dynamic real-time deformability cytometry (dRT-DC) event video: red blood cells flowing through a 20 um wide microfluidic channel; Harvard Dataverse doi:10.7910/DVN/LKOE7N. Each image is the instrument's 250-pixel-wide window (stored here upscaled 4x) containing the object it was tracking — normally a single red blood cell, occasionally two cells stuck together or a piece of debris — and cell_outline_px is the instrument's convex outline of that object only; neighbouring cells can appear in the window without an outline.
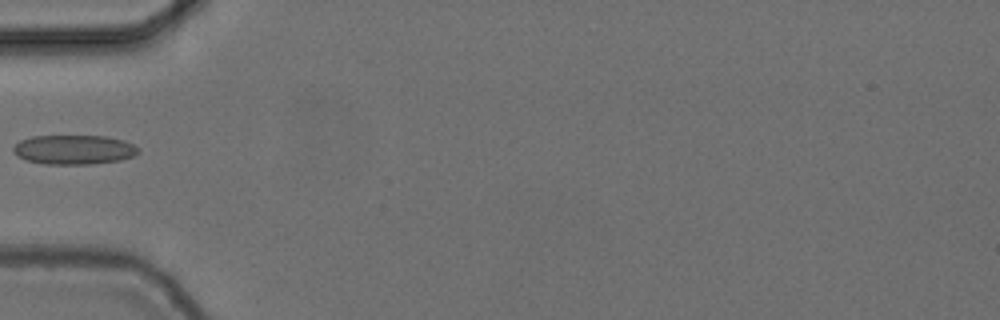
{"species": "common noctule bat (a hibernating species)", "species_latin": "Nyctalus noctula", "temperature_condition": "cold", "stored_images_in_passage": 37, "camera_frame_rate_fps": 3000, "um_per_image_px": 0.085, "animal": {"sex": "female", "body_mass_g": 24.6, "forearm_length_mm": 56.2}, "frame": {"image": 1, "passage_image": 1, "time_ms": 0.0, "image_size_px": [1000, 320], "cell_outline_px": [[140, 152], [132, 156], [120, 160], [92, 164], [44, 164], [24, 160], [16, 156], [12, 152], [12, 148], [20, 140], [32, 136], [104, 136], [124, 140], [140, 148]], "centroid_in_image_um": [6.25, 12.72], "position_along_channel_um": 78.7, "area_um2": 21.62}}
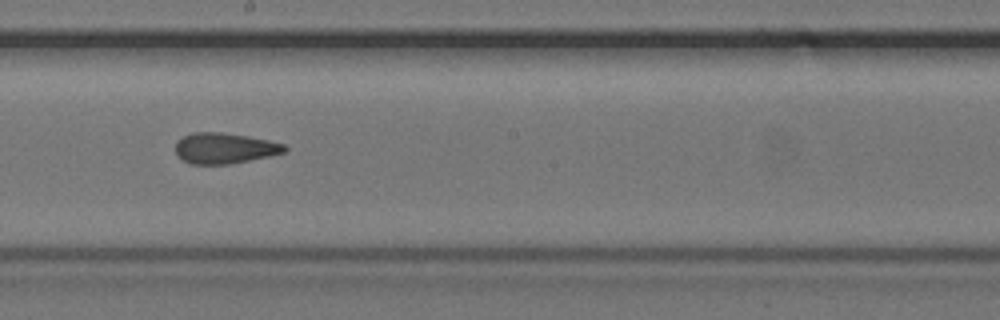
{"frame": {"image": 2, "passage_image": 13, "time_ms": 4.0, "image_size_px": [1000, 320], "cell_outline_px": [[288, 148], [284, 152], [268, 156], [228, 164], [192, 164], [176, 156], [176, 140], [192, 132], [224, 132], [248, 136], [268, 140], [284, 144]], "centroid_in_image_um": [19.06, 12.58], "position_along_channel_um": 229.1, "area_um2": 19.48}}
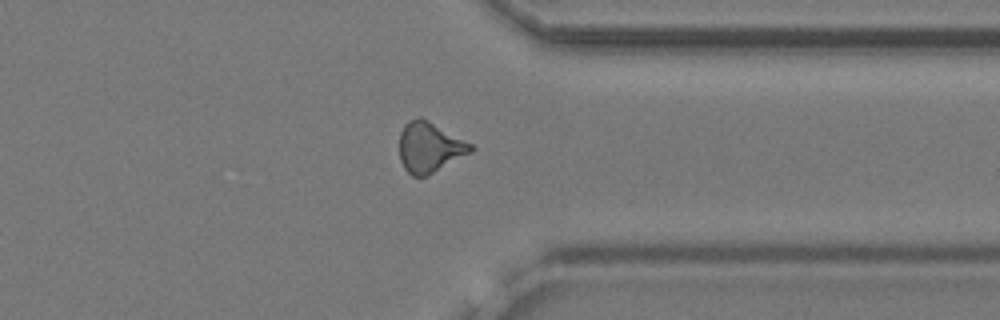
{"frame": {"image": 3, "passage_image": 25, "time_ms": 8.0, "image_size_px": [1000, 320], "cell_outline_px": [[476, 148], [472, 152], [424, 176], [412, 176], [404, 168], [400, 160], [400, 132], [404, 124], [408, 120], [420, 116], [428, 120], [472, 144]], "centroid_in_image_um": [36.5, 12.49], "position_along_channel_um": 374.9, "area_um2": 20.69}}